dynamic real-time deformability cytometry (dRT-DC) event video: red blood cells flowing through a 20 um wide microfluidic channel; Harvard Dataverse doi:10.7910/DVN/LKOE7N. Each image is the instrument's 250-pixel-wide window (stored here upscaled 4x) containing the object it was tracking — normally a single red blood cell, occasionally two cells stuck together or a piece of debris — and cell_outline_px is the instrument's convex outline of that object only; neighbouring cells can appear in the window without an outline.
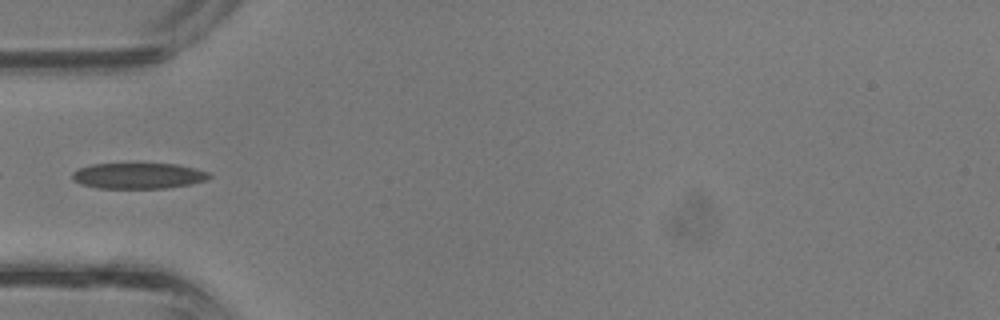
{"species": "common noctule bat (a hibernating species)", "species_latin": "Nyctalus noctula", "temperature_condition": "room temperature", "stored_images_in_passage": 36, "camera_frame_rate_fps": 3000, "um_per_image_px": 0.085, "animal": {"sex": "male", "body_mass_g": 13.3}, "frame": {"image": 1, "passage_image": 12, "time_ms": 3.667, "image_size_px": [1000, 320], "cell_outline_px": [[212, 176], [204, 180], [188, 184], [164, 188], [100, 188], [80, 184], [72, 180], [72, 172], [80, 168], [92, 164], [176, 164], [208, 172]], "centroid_in_image_um": [11.7, 14.94], "position_along_channel_um": 73.3, "area_um2": 20.29}}
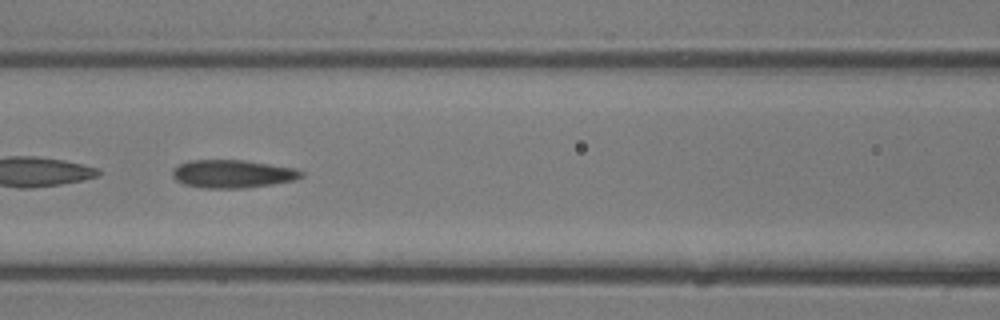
{"frame": {"image": 2, "passage_image": 16, "time_ms": 5.0, "image_size_px": [1000, 320], "cell_outline_px": [[304, 176], [292, 180], [272, 184], [244, 188], [200, 188], [184, 184], [176, 180], [172, 176], [172, 168], [176, 164], [188, 160], [244, 160], [296, 168], [304, 172]], "centroid_in_image_um": [19.72, 14.77], "position_along_channel_um": 146.9, "area_um2": 21.27}}
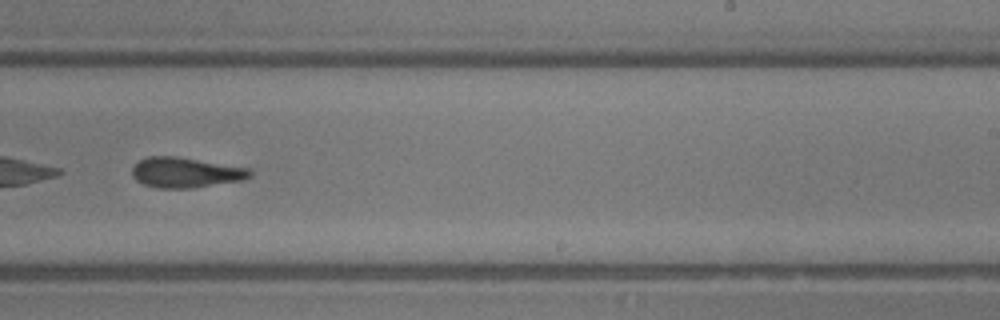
{"frame": {"image": 3, "passage_image": 23, "time_ms": 7.333, "image_size_px": [1000, 320], "cell_outline_px": [[252, 176], [240, 180], [192, 188], [156, 188], [144, 184], [136, 180], [132, 176], [132, 168], [140, 160], [148, 156], [176, 156], [248, 168], [252, 172]], "centroid_in_image_um": [15.74, 14.66], "position_along_channel_um": 273.3, "area_um2": 20.58}}